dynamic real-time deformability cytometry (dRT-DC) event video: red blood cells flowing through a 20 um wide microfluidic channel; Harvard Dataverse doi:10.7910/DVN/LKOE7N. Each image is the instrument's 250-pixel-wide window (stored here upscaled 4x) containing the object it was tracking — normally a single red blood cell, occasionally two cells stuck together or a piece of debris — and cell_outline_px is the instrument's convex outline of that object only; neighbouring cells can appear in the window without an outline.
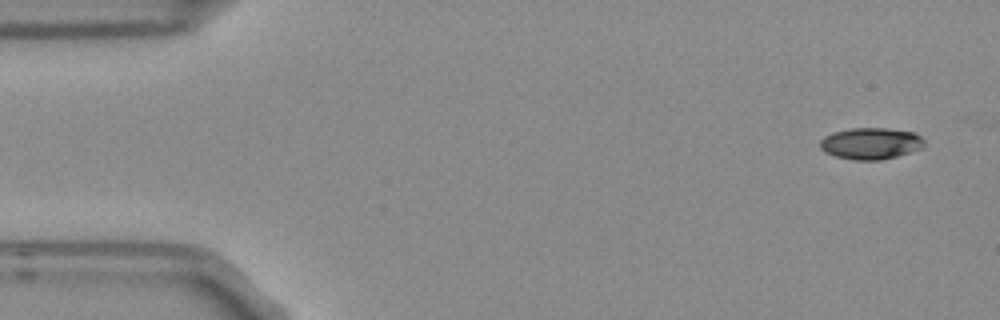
{"species": "Egyptian fruit bat (a non-hibernating species)", "species_latin": "Rousettus aegyptiacus", "temperature_condition": "room temperature", "stored_images_in_passage": 4, "camera_frame_rate_fps": 3000, "um_per_image_px": 0.085, "frame": {"image": 1, "passage_image": 1, "time_ms": 0.0, "image_size_px": [1000, 320], "cell_outline_px": [[924, 148], [896, 156], [880, 160], [856, 160], [836, 156], [824, 152], [820, 148], [820, 140], [824, 136], [832, 132], [852, 128], [888, 128], [916, 132], [924, 140]], "centroid_in_image_um": [74.03, 12.18], "position_along_channel_um": 11.0, "area_um2": 19.31}}